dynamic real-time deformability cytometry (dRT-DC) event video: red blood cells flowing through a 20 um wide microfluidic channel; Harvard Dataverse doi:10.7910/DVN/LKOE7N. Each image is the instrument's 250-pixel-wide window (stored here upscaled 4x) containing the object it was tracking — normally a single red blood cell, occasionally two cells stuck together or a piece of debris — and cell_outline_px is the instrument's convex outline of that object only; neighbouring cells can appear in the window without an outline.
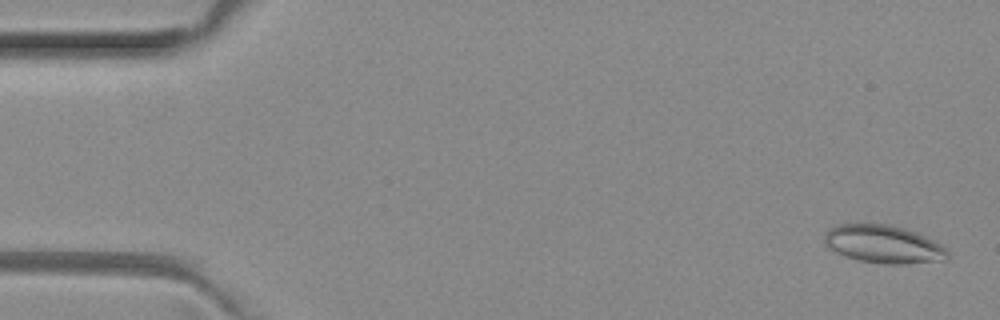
{"species": "common noctule bat (a hibernating species)", "species_latin": "Nyctalus noctula", "temperature_condition": "room temperature", "stored_images_in_passage": 5, "camera_frame_rate_fps": 3000, "um_per_image_px": 0.085, "animal": {"sex": "female", "body_mass_g": 29.2, "forearm_length_mm": 56.3}, "frame": {"image": 1, "passage_image": 1, "time_ms": 0.0, "image_size_px": [1000, 320], "cell_outline_px": [[948, 260], [908, 264], [884, 264], [860, 260], [844, 256], [828, 248], [824, 244], [824, 232], [840, 224], [892, 224], [916, 232], [948, 248]], "centroid_in_image_um": [75.11, 20.77], "position_along_channel_um": 9.9, "area_um2": 27.46}}